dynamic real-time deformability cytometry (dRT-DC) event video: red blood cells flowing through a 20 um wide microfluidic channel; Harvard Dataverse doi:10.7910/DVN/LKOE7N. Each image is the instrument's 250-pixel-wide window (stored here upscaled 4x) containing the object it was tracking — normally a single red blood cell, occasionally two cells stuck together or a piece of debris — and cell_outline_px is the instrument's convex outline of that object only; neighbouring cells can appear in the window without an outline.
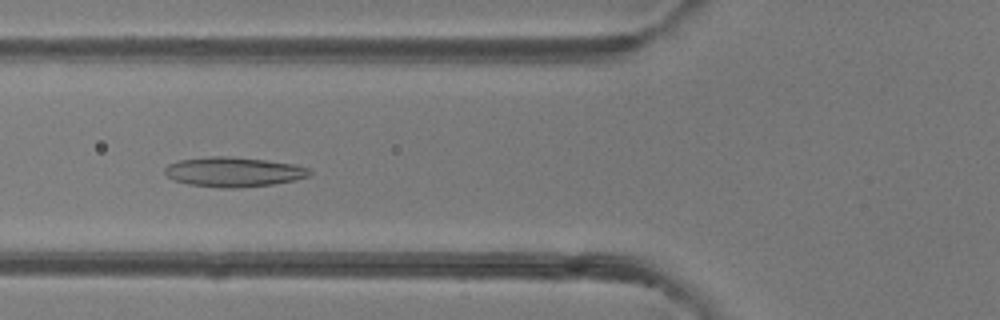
{"species": "common noctule bat (a hibernating species)", "species_latin": "Nyctalus noctula", "temperature_condition": "room temperature", "stored_images_in_passage": 49, "camera_frame_rate_fps": 3000, "um_per_image_px": 0.085, "animal": {"sex": "female"}, "frame": {"image": 1, "passage_image": 18, "time_ms": 5.667, "image_size_px": [1000, 320], "cell_outline_px": [[312, 172], [308, 176], [296, 180], [272, 184], [240, 188], [220, 188], [188, 184], [172, 180], [164, 172], [164, 168], [168, 164], [180, 160], [212, 156], [228, 156], [268, 160], [292, 164], [308, 168]], "centroid_in_image_um": [19.83, 14.62], "position_along_channel_um": 106.0, "area_um2": 25.14}}
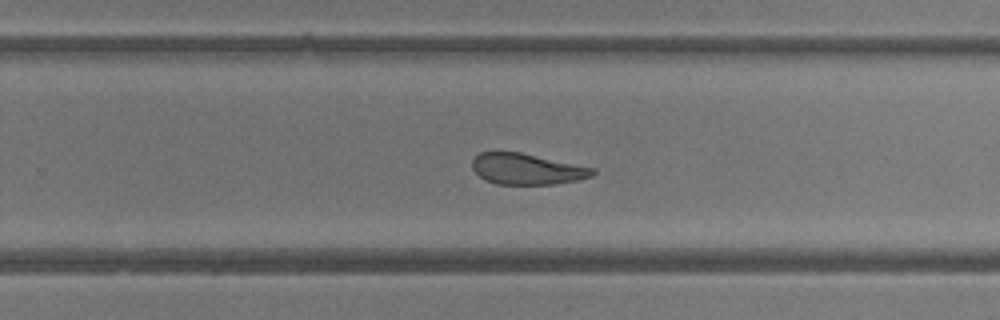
{"frame": {"image": 2, "passage_image": 31, "time_ms": 10.0, "image_size_px": [1000, 320], "cell_outline_px": [[596, 172], [592, 176], [576, 180], [556, 184], [496, 184], [484, 180], [472, 168], [472, 160], [480, 152], [520, 152], [596, 168]], "centroid_in_image_um": [44.79, 14.37], "position_along_channel_um": 285.0, "area_um2": 21.73}}
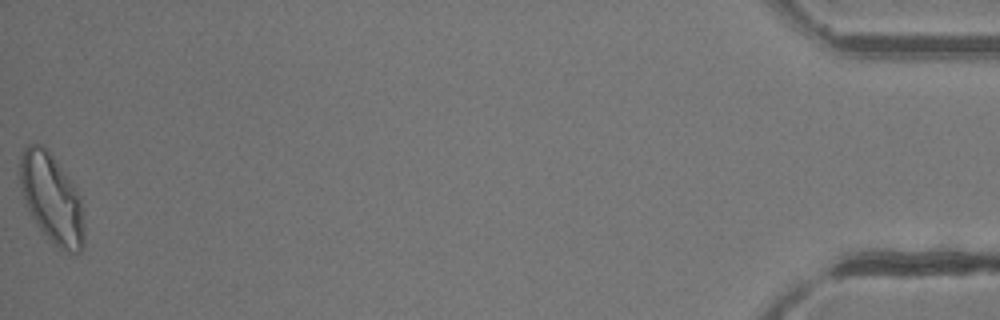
{"frame": {"image": 3, "passage_image": 49, "time_ms": 16.0, "image_size_px": [1000, 320], "cell_outline_px": [[84, 244], [80, 252], [68, 252], [60, 248], [36, 224], [24, 200], [16, 172], [20, 156], [24, 148], [28, 144], [44, 144], [48, 148], [76, 188], [80, 196], [84, 208]], "centroid_in_image_um": [4.38, 16.8], "position_along_channel_um": 430.8, "area_um2": 33.93}, "authors_computed_cell_mechanics": {"area_um2": 25.6054, "velocity_mm_per_s": 4.1368, "shape_relaxation_time_tau1_ms": null, "shape_relaxation_time_tau2_ms": 2.0496, "deformation_change_tau1": null, "deformation_change_tau2": 0.0978}}